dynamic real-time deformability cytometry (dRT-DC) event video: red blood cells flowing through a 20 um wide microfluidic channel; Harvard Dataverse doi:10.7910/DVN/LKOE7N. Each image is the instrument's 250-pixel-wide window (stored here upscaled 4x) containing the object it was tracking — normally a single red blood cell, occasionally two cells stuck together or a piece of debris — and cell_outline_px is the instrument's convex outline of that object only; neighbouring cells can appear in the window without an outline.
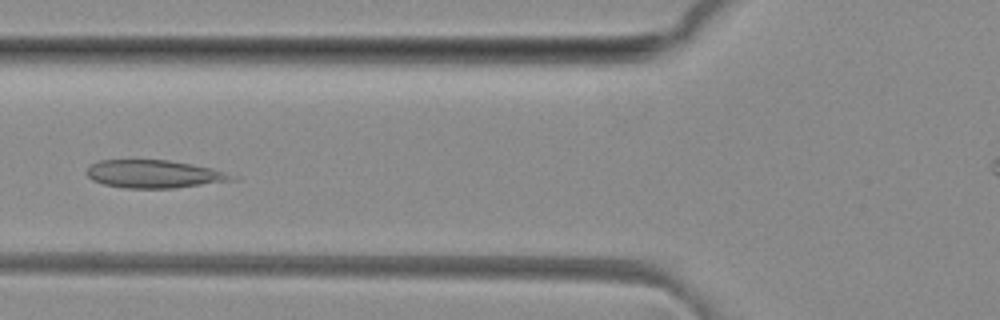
{"species": "common noctule bat (a hibernating species)", "species_latin": "Nyctalus noctula", "temperature_condition": "room temperature", "stored_images_in_passage": 50, "camera_frame_rate_fps": 3000, "um_per_image_px": 0.085, "animal": {"sex": "female", "body_mass_g": 29.2, "forearm_length_mm": 56.3}, "frame": {"image": 1, "passage_image": 18, "time_ms": 5.667, "image_size_px": [1000, 320], "cell_outline_px": [[240, 180], [176, 188], [124, 188], [104, 184], [92, 180], [84, 172], [88, 164], [100, 160], [168, 160], [192, 164], [212, 168], [240, 176]], "centroid_in_image_um": [13.15, 14.8], "position_along_channel_um": 112.7, "area_um2": 24.16}}
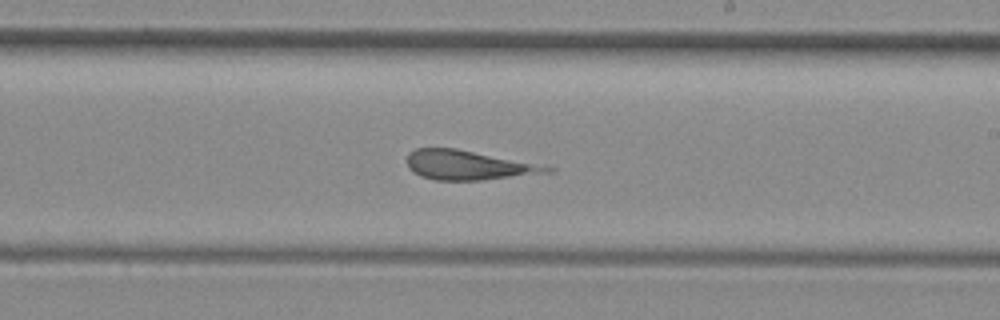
{"frame": {"image": 2, "passage_image": 28, "time_ms": 9.0, "image_size_px": [1000, 320], "cell_outline_px": [[556, 172], [480, 180], [436, 180], [420, 176], [412, 172], [408, 168], [408, 152], [416, 148], [456, 148], [552, 164], [556, 168]], "centroid_in_image_um": [39.98, 14.02], "position_along_channel_um": 249.0, "area_um2": 24.97}}
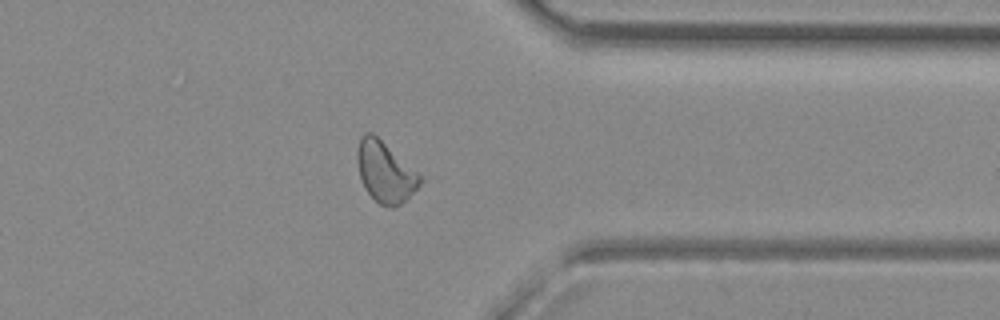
{"frame": {"image": 3, "passage_image": 38, "time_ms": 12.333, "image_size_px": [1000, 320], "cell_outline_px": [[424, 180], [400, 204], [392, 208], [380, 204], [364, 188], [360, 180], [356, 160], [356, 156], [360, 136], [364, 132], [372, 132], [416, 172]], "centroid_in_image_um": [32.68, 14.61], "position_along_channel_um": 378.7, "area_um2": 21.73}}